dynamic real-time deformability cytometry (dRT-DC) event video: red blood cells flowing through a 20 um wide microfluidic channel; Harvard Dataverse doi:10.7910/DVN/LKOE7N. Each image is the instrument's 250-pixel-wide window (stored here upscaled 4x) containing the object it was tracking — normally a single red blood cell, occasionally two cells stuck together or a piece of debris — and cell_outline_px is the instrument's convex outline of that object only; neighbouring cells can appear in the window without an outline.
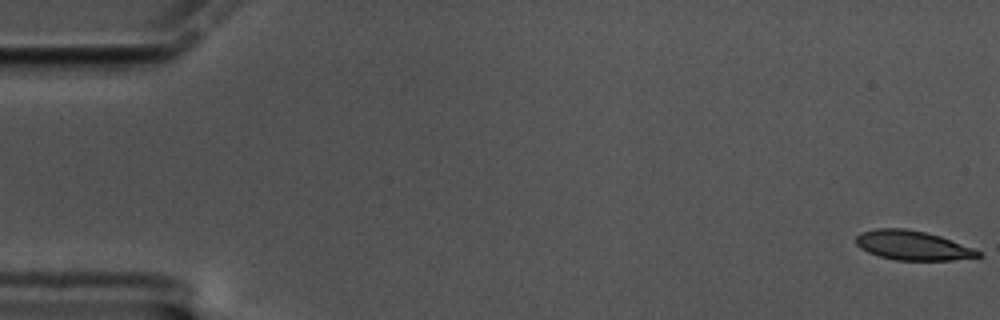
{"species": "common noctule bat (a hibernating species)", "species_latin": "Nyctalus noctula", "temperature_condition": "cold", "stored_images_in_passage": 59, "camera_frame_rate_fps": 3000, "um_per_image_px": 0.085, "animal": {"sex": "male", "body_mass_g": 17.5, "forearm_length_mm": 52.3}, "frame": {"image": 1, "passage_image": 1, "time_ms": 0.0, "image_size_px": [1000, 320], "cell_outline_px": [[984, 256], [952, 260], [896, 260], [880, 256], [868, 252], [860, 248], [856, 244], [856, 236], [860, 232], [876, 228], [904, 228], [924, 232], [940, 236], [972, 248], [980, 252]], "centroid_in_image_um": [77.54, 20.86], "position_along_channel_um": 7.5, "area_um2": 20.75}}
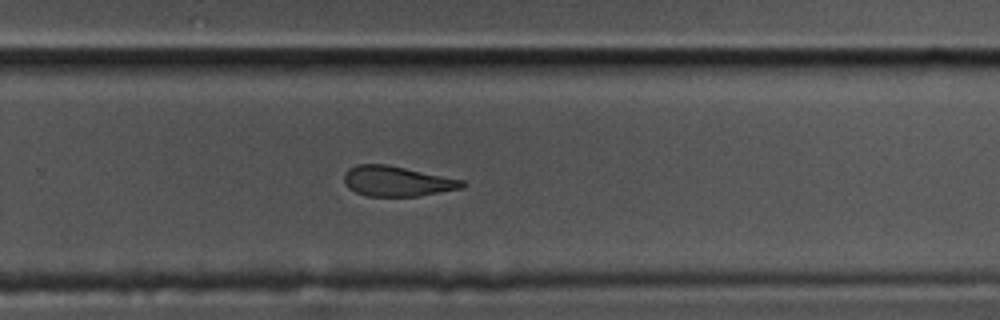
{"frame": {"image": 2, "passage_image": 39, "time_ms": 12.667, "image_size_px": [1000, 320], "cell_outline_px": [[468, 184], [460, 188], [420, 196], [364, 196], [348, 188], [344, 184], [344, 172], [348, 168], [356, 164], [388, 164], [464, 180]], "centroid_in_image_um": [33.71, 15.39], "position_along_channel_um": 296.1, "area_um2": 20.98}}
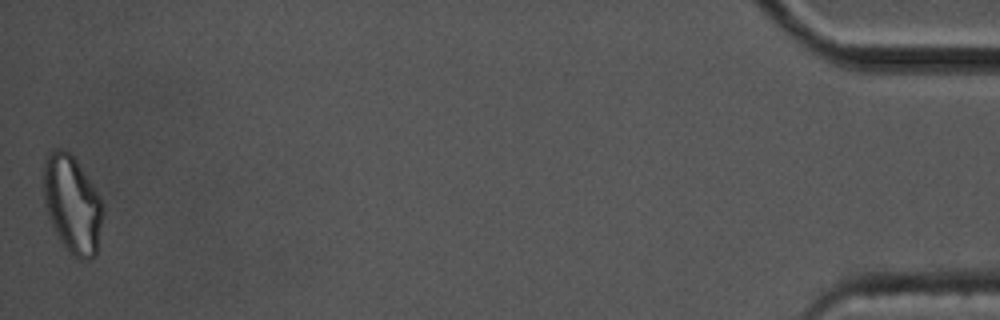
{"frame": {"image": 3, "passage_image": 59, "time_ms": 19.333, "image_size_px": [1000, 320], "cell_outline_px": [[104, 212], [96, 256], [88, 260], [80, 260], [72, 256], [60, 240], [52, 224], [44, 204], [44, 160], [48, 152], [52, 148], [60, 148], [68, 152], [76, 160], [100, 196], [104, 208]], "centroid_in_image_um": [6.16, 17.38], "position_along_channel_um": 429.0, "area_um2": 33.87}, "authors_computed_cell_mechanics": {"area_um2": 22.5998, "velocity_mm_per_s": 3.4077, "shape_relaxation_time_tau1_ms": 10.1206, "shape_relaxation_time_tau2_ms": 3.5486, "deformation_change_tau1": 0.1957, "deformation_change_tau2": 0.1108}}